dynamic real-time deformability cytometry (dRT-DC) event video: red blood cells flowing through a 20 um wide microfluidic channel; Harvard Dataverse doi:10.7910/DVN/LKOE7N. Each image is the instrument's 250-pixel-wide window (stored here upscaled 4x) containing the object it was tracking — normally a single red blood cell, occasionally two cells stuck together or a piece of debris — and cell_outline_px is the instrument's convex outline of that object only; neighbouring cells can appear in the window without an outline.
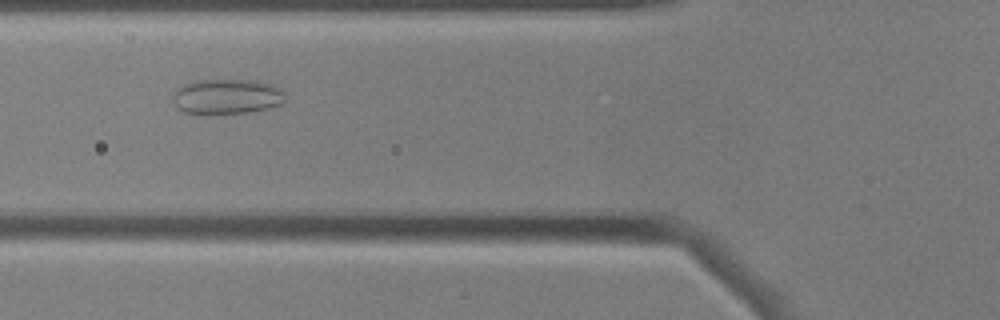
{"species": "common noctule bat (a hibernating species)", "species_latin": "Nyctalus noctula", "temperature_condition": "cold", "stored_images_in_passage": 45, "camera_frame_rate_fps": 3000, "um_per_image_px": 0.085, "animal": {"sex": "male", "body_mass_g": 17.9, "forearm_length_mm": 54.2}, "frame": {"image": 1, "passage_image": 10, "time_ms": 3.0, "image_size_px": [1000, 320], "cell_outline_px": [[284, 100], [280, 104], [268, 108], [248, 112], [184, 112], [176, 108], [172, 100], [172, 96], [184, 84], [196, 80], [256, 80], [272, 84], [280, 88], [284, 92]], "centroid_in_image_um": [19.3, 8.18], "position_along_channel_um": 106.5, "area_um2": 22.54}}
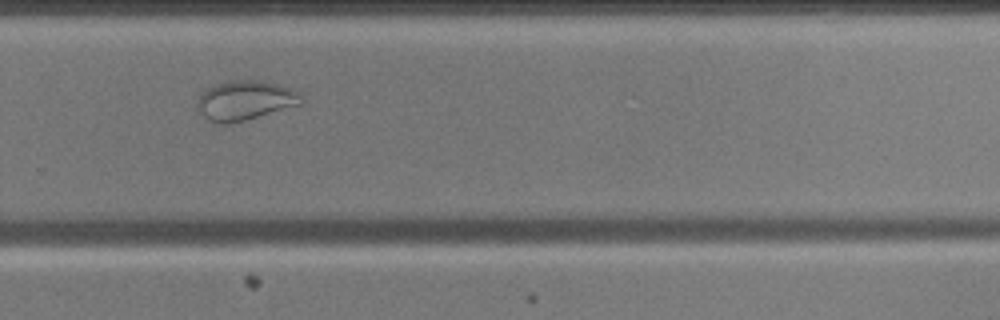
{"frame": {"image": 2, "passage_image": 27, "time_ms": 8.667, "image_size_px": [1000, 320], "cell_outline_px": [[304, 104], [244, 120], [228, 124], [220, 124], [208, 120], [196, 108], [196, 104], [200, 96], [208, 88], [216, 84], [228, 80], [260, 80], [280, 84], [292, 88], [300, 92], [304, 100]], "centroid_in_image_um": [20.89, 8.53], "position_along_channel_um": 308.9, "area_um2": 24.22}}
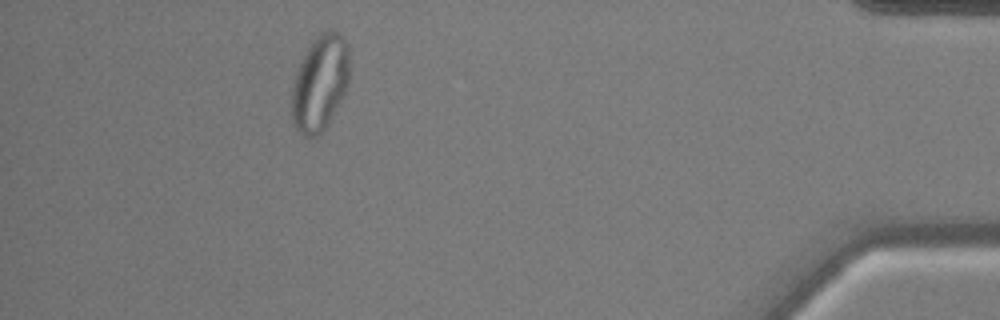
{"frame": {"image": 3, "passage_image": 40, "time_ms": 13.0, "image_size_px": [1000, 320], "cell_outline_px": [[348, 84], [328, 124], [316, 136], [304, 136], [292, 124], [292, 88], [296, 72], [308, 44], [320, 32], [328, 28], [332, 28], [340, 32], [348, 44]], "centroid_in_image_um": [27.19, 6.98], "position_along_channel_um": 408.0, "area_um2": 32.25}, "authors_computed_cell_mechanics": {"area_um2": 27.5706, "velocity_mm_per_s": 3.5817, "shape_relaxation_time_tau1_ms": null, "shape_relaxation_time_tau2_ms": 1.3908, "deformation_change_tau1": null, "deformation_change_tau2": 0.0595}}